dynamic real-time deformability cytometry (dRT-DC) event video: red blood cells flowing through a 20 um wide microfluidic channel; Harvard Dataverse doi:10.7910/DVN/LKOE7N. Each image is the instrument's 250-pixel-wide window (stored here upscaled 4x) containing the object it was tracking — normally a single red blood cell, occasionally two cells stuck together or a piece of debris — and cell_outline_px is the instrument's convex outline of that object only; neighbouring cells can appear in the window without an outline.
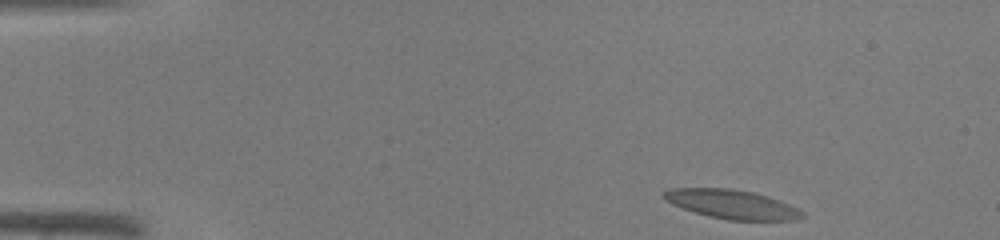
{"species": "common noctule bat (a hibernating species)", "species_latin": "Nyctalus noctula", "temperature_condition": "warm", "stored_images_in_passage": 41, "camera_frame_rate_fps": 3000, "um_per_image_px": 0.085, "animal": {"sex": "male", "body_mass_g": 19.0, "forearm_length_mm": 50.8}, "frame": {"image": 1, "passage_image": 1, "time_ms": 0.0, "image_size_px": [1000, 240], "cell_outline_px": [[804, 216], [800, 220], [728, 220], [708, 216], [672, 204], [664, 200], [660, 196], [664, 192], [672, 188], [732, 188], [756, 192], [768, 196], [788, 204], [804, 212]], "centroid_in_image_um": [62.21, 17.35], "position_along_channel_um": 22.8, "area_um2": 23.47}}
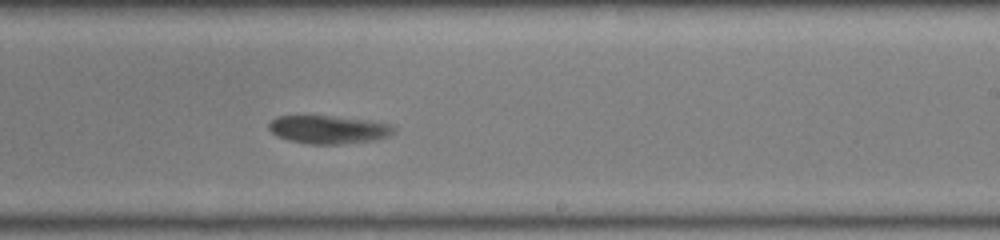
{"frame": {"image": 2, "passage_image": 24, "time_ms": 7.667, "image_size_px": [1000, 240], "cell_outline_px": [[396, 128], [388, 136], [376, 140], [340, 144], [312, 144], [288, 140], [272, 132], [268, 128], [268, 124], [276, 116], [332, 116], [368, 120], [392, 124]], "centroid_in_image_um": [27.95, 11.01], "position_along_channel_um": 261.1, "area_um2": 20.4}}
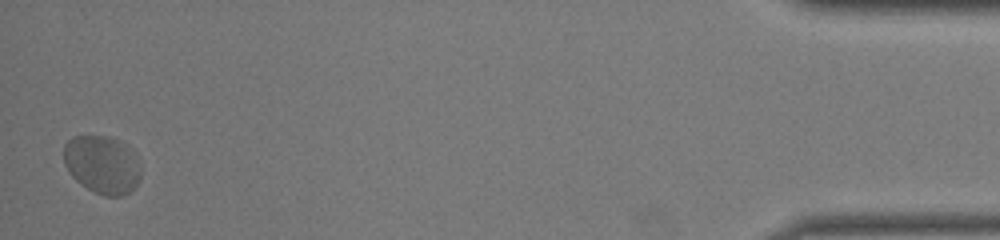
{"frame": {"image": 3, "passage_image": 41, "time_ms": 13.333, "image_size_px": [1000, 240], "cell_outline_px": [[140, 180], [132, 192], [124, 196], [104, 196], [80, 184], [68, 172], [64, 164], [64, 144], [72, 136], [112, 136], [132, 148], [136, 156], [140, 168]], "centroid_in_image_um": [8.71, 13.99], "position_along_channel_um": 426.5, "area_um2": 26.53}}